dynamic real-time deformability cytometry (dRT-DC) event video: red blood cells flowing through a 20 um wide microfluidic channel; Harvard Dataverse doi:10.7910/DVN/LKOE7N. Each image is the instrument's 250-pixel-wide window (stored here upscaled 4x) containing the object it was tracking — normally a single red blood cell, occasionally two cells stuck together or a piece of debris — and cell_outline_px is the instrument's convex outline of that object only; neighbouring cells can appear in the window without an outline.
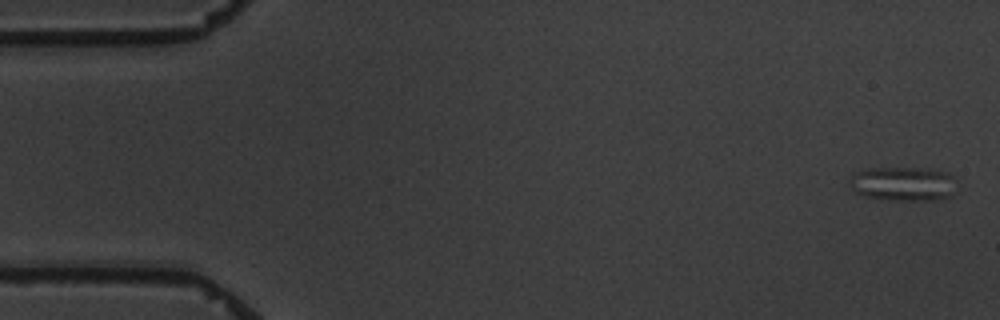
{"species": "common noctule bat (a hibernating species)", "species_latin": "Nyctalus noctula", "temperature_condition": "warm", "stored_images_in_passage": 7, "camera_frame_rate_fps": 3000, "um_per_image_px": 0.085, "animal": {"sex": "male", "body_mass_g": 19.5, "forearm_length_mm": 54.6}, "frame": {"image": 1, "passage_image": 1, "time_ms": 0.0, "image_size_px": [1000, 320], "cell_outline_px": [[956, 192], [952, 196], [944, 200], [892, 200], [864, 196], [856, 192], [848, 184], [848, 180], [856, 172], [868, 168], [928, 168], [948, 172], [956, 180]], "centroid_in_image_um": [76.84, 15.63], "position_along_channel_um": 8.2, "area_um2": 21.85}}
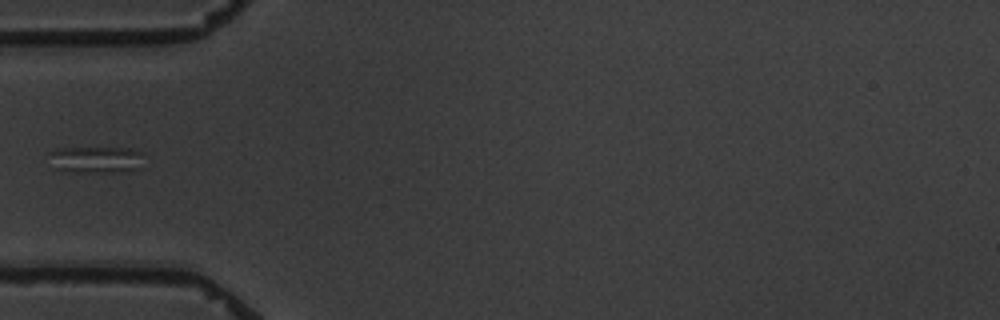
{"frame": {"image": 2, "passage_image": 6, "time_ms": 6.0, "image_size_px": [1000, 320], "cell_outline_px": [[144, 152], [140, 168], [124, 172], [64, 172], [56, 168], [48, 152], [56, 148], [132, 148]], "centroid_in_image_um": [8.21, 13.57], "position_along_channel_um": 76.8, "area_um2": 14.97}}
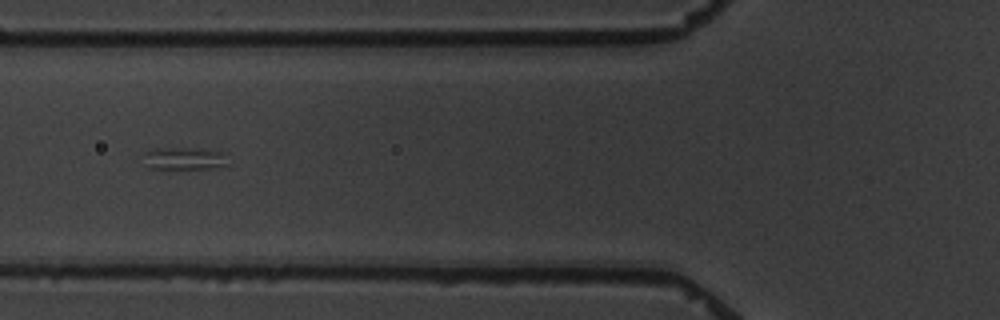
{"frame": {"image": 3, "passage_image": 7, "time_ms": 7.0, "image_size_px": [1000, 320], "cell_outline_px": [[228, 164], [216, 168], [148, 168], [144, 164], [144, 152], [168, 148], [184, 148], [224, 152]], "centroid_in_image_um": [15.66, 13.49], "position_along_channel_um": 110.1, "area_um2": 10.69}}